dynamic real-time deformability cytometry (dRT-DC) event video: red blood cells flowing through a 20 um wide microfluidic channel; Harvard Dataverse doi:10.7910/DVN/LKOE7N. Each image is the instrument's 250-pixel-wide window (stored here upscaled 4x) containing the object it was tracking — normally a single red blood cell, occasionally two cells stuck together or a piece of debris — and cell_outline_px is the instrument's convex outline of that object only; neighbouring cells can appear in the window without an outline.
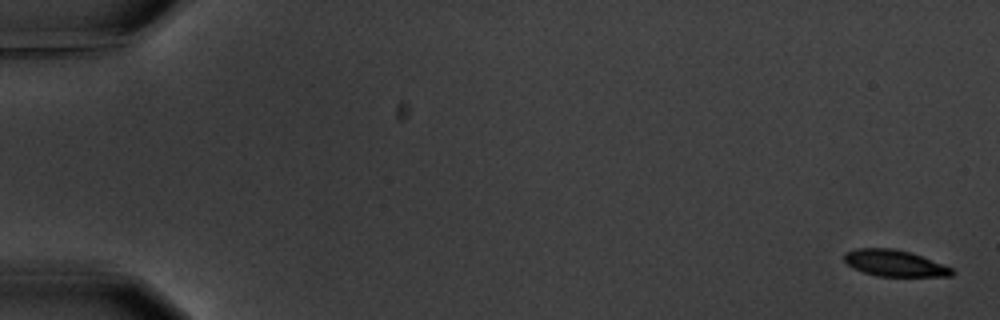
{"species": "common noctule bat (a hibernating species)", "species_latin": "Nyctalus noctula", "temperature_condition": "warm", "stored_images_in_passage": 5, "camera_frame_rate_fps": 3000, "um_per_image_px": 0.085, "animal": {"sex": "male", "body_mass_g": 20.1, "forearm_length_mm": 53.5}, "frame": {"image": 1, "passage_image": 1, "time_ms": 0.0, "image_size_px": [1000, 320], "cell_outline_px": [[956, 272], [952, 276], [876, 276], [864, 272], [848, 264], [844, 260], [844, 252], [856, 248], [892, 248], [908, 252], [920, 256], [952, 268]], "centroid_in_image_um": [76.02, 22.37], "position_along_channel_um": 9.0, "area_um2": 16.3}}
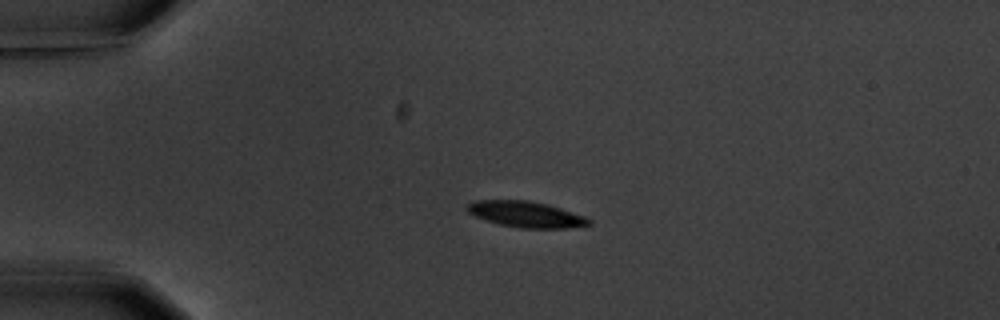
{"frame": {"image": 2, "passage_image": 4, "time_ms": 4.333, "image_size_px": [1000, 320], "cell_outline_px": [[592, 224], [568, 228], [520, 228], [500, 224], [476, 216], [468, 212], [464, 208], [464, 204], [472, 200], [528, 200], [560, 208], [584, 216], [592, 220]], "centroid_in_image_um": [44.66, 18.21], "position_along_channel_um": 40.3, "area_um2": 18.38}}